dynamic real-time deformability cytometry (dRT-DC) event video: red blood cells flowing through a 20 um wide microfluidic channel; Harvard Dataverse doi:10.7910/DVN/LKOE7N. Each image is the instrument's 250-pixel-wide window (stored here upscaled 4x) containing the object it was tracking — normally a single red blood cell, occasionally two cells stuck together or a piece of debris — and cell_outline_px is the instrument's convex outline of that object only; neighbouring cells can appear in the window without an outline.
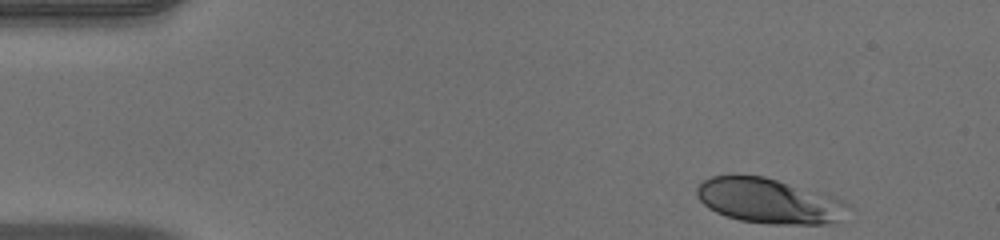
{"species": "human", "species_latin": "Homo sapiens", "temperature_condition": "warm", "stored_images_in_passage": 40, "camera_frame_rate_fps": 3000, "um_per_image_px": 0.085, "donor": {"sex": "male"}, "frame": {"image": 1, "passage_image": 1, "time_ms": 0.0, "image_size_px": [1000, 240], "cell_outline_px": [[848, 204], [836, 220], [820, 224], [768, 224], [740, 220], [716, 212], [708, 208], [696, 196], [696, 188], [704, 180], [712, 176], [764, 176], [836, 196]], "centroid_in_image_um": [65.3, 17.06], "position_along_channel_um": 19.7, "area_um2": 39.07}}
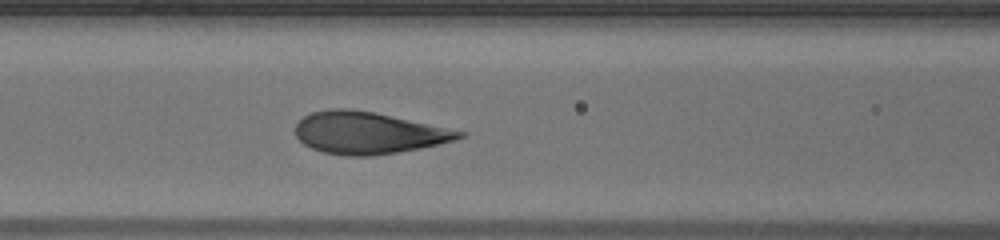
{"frame": {"image": 2, "passage_image": 17, "time_ms": 5.333, "image_size_px": [1000, 240], "cell_outline_px": [[468, 136], [456, 140], [420, 148], [372, 156], [348, 156], [324, 152], [312, 148], [304, 144], [296, 136], [296, 124], [304, 116], [312, 112], [332, 108], [348, 108], [372, 112], [468, 132]], "centroid_in_image_um": [31.32, 11.29], "position_along_channel_um": 135.3, "area_um2": 39.82}}
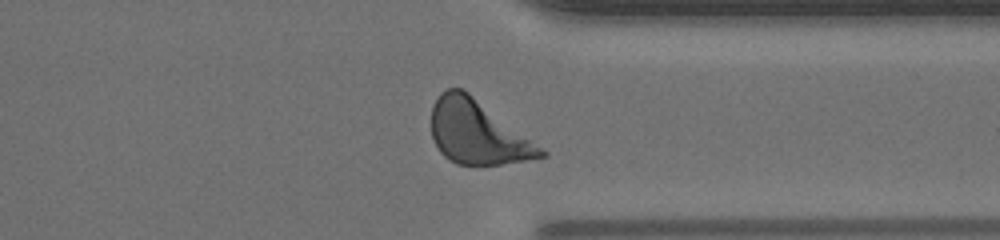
{"frame": {"image": 3, "passage_image": 35, "time_ms": 11.333, "image_size_px": [1000, 240], "cell_outline_px": [[548, 156], [500, 164], [456, 164], [444, 156], [440, 152], [432, 136], [432, 104], [440, 92], [448, 88], [464, 88], [548, 152]], "centroid_in_image_um": [40.57, 11.22], "position_along_channel_um": 370.8, "area_um2": 40.4}, "authors_computed_cell_mechanics": {"area_um2": 39.9109, "velocity_mm_per_s": 3.9514, "shape_relaxation_time_tau1_ms": 2.4754, "shape_relaxation_time_tau2_ms": null, "deformation_change_tau1": 0.1795, "deformation_change_tau2": null}}